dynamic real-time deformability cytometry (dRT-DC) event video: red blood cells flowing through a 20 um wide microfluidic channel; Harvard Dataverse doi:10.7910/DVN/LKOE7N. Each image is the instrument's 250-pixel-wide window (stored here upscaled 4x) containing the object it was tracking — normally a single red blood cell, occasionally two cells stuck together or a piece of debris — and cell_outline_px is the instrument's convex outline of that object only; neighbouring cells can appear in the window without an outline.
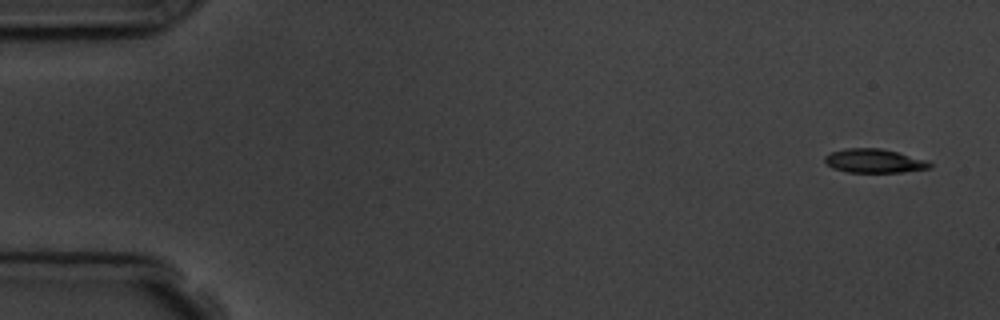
{"species": "common noctule bat (a hibernating species)", "species_latin": "Nyctalus noctula", "temperature_condition": "room temperature", "stored_images_in_passage": 3, "camera_frame_rate_fps": 3000, "um_per_image_px": 0.085, "animal": {"sex": "male", "body_mass_g": 19.5, "forearm_length_mm": 54.6}, "frame": {"image": 1, "passage_image": 1, "time_ms": 0.0, "image_size_px": [1000, 320], "cell_outline_px": [[932, 168], [900, 172], [848, 172], [832, 168], [824, 160], [824, 156], [832, 152], [844, 148], [880, 148], [928, 160], [932, 164]], "centroid_in_image_um": [74.31, 13.67], "position_along_channel_um": 10.7, "area_um2": 14.57}}